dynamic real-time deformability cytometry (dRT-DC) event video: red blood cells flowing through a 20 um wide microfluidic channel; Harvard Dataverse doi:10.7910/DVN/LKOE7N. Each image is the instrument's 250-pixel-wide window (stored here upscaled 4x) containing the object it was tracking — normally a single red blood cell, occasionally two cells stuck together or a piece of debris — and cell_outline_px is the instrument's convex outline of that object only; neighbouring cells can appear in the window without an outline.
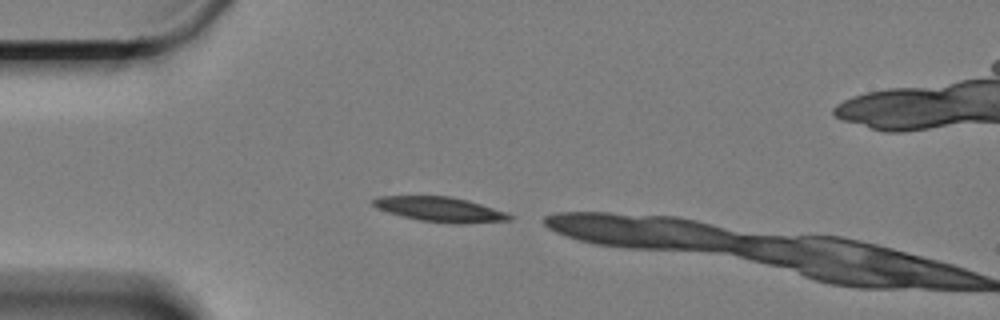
{"species": "Egyptian fruit bat (a non-hibernating species)", "species_latin": "Rousettus aegyptiacus", "temperature_condition": "cold", "stored_images_in_passage": 3, "camera_frame_rate_fps": 3000, "um_per_image_px": 0.085, "animal": {"sex": "female"}, "frame": {"image": 1, "passage_image": 1, "time_ms": 0.0, "image_size_px": [1000, 320], "cell_outline_px": [[512, 220], [464, 224], [452, 224], [420, 220], [400, 216], [376, 208], [372, 204], [372, 200], [380, 196], [448, 196], [468, 200], [504, 212], [512, 216]], "centroid_in_image_um": [37.38, 17.8], "position_along_channel_um": 47.6, "area_um2": 19.65}}